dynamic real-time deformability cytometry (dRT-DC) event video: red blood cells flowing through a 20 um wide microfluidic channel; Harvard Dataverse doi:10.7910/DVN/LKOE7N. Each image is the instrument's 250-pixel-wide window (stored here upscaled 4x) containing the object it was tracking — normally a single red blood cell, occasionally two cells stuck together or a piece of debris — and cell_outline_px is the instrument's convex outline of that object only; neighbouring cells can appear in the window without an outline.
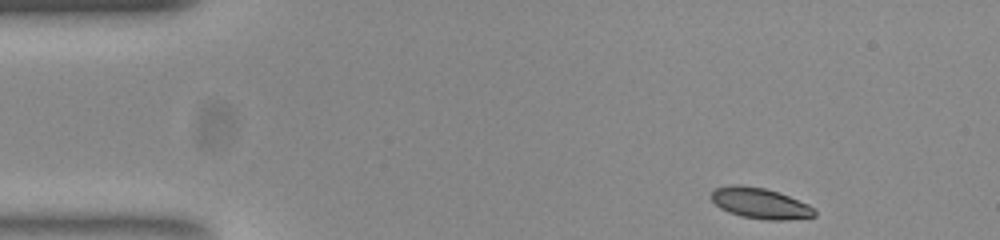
{"species": "common noctule bat (a hibernating species)", "species_latin": "Nyctalus noctula", "temperature_condition": "room temperature", "stored_images_in_passage": 49, "camera_frame_rate_fps": 3000, "um_per_image_px": 0.085, "animal": {"sex": "female", "body_mass_g": 23.0, "forearm_length_mm": 53.4}, "frame": {"image": 1, "passage_image": 1, "time_ms": 0.0, "image_size_px": [1000, 240], "cell_outline_px": [[816, 216], [784, 220], [764, 220], [740, 216], [728, 212], [720, 208], [708, 196], [716, 188], [732, 184], [740, 184], [764, 188], [788, 196], [808, 204], [816, 212]], "centroid_in_image_um": [64.57, 17.28], "position_along_channel_um": 20.4, "area_um2": 18.5}}
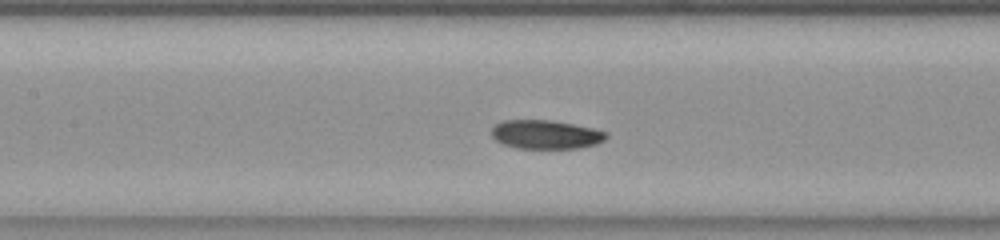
{"frame": {"image": 2, "passage_image": 19, "time_ms": 6.0, "image_size_px": [1000, 240], "cell_outline_px": [[608, 136], [604, 140], [596, 144], [580, 148], [516, 148], [504, 144], [496, 140], [492, 136], [492, 124], [500, 120], [548, 120], [572, 124], [592, 128], [608, 132]], "centroid_in_image_um": [46.36, 11.42], "position_along_channel_um": 161.0, "area_um2": 19.31}}
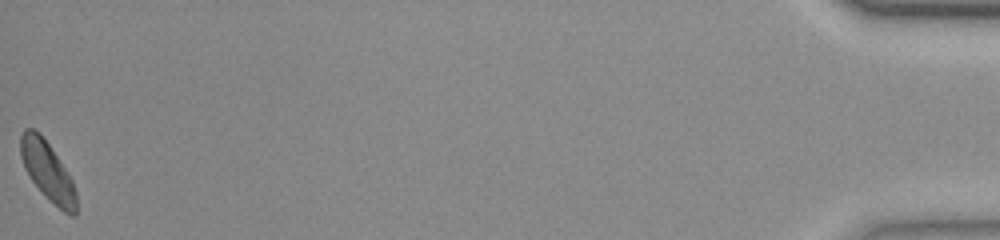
{"frame": {"image": 3, "passage_image": 49, "time_ms": 16.0, "image_size_px": [1000, 240], "cell_outline_px": [[76, 216], [72, 216], [64, 212], [44, 196], [32, 180], [24, 168], [20, 156], [20, 136], [24, 128], [32, 128], [40, 132], [72, 180], [76, 192]], "centroid_in_image_um": [4.02, 14.55], "position_along_channel_um": 431.2, "area_um2": 18.96}, "authors_computed_cell_mechanics": {"area_um2": 19.3052, "velocity_mm_per_s": 3.742, "shape_relaxation_time_tau1_ms": 4.61, "shape_relaxation_time_tau2_ms": null, "deformation_change_tau1": 0.1126, "deformation_change_tau2": null}}